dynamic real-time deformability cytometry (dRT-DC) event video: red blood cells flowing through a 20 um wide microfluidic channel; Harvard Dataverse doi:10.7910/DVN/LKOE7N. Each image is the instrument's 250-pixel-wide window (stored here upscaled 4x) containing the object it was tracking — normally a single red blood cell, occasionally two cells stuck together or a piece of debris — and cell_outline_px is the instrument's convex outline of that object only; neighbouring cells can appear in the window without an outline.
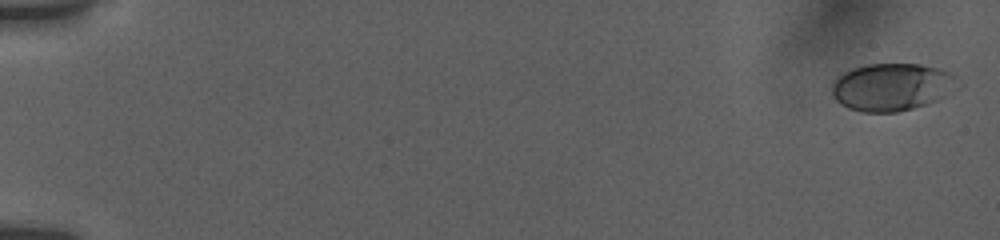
{"species": "human", "species_latin": "Homo sapiens", "temperature_condition": "room temperature", "stored_images_in_passage": 19, "camera_frame_rate_fps": 3000, "um_per_image_px": 0.085, "donor": {"sex": "female"}, "frame": {"image": 1, "passage_image": 2, "time_ms": 0.333, "image_size_px": [1000, 240], "cell_outline_px": [[964, 84], [944, 96], [928, 104], [896, 112], [860, 112], [848, 108], [840, 104], [832, 96], [832, 84], [836, 76], [852, 68], [868, 64], [920, 64], [940, 68], [956, 76]], "centroid_in_image_um": [75.83, 7.39], "position_along_channel_um": 9.2, "area_um2": 35.32}}
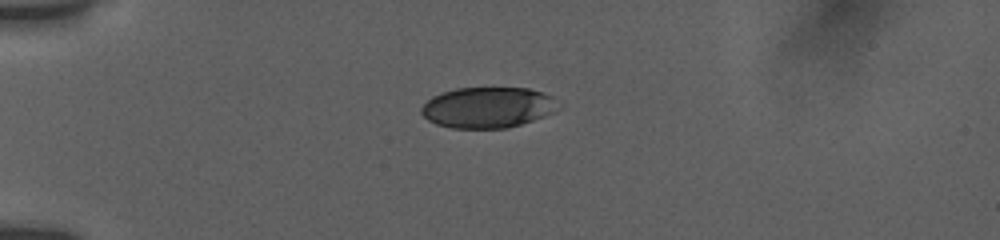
{"frame": {"image": 2, "passage_image": 15, "time_ms": 5.0, "image_size_px": [1000, 240], "cell_outline_px": [[564, 104], [560, 108], [552, 112], [532, 120], [508, 128], [452, 128], [436, 124], [428, 120], [420, 112], [420, 108], [432, 96], [456, 88], [528, 88], [544, 92], [552, 96]], "centroid_in_image_um": [41.5, 9.13], "position_along_channel_um": 43.5, "area_um2": 32.71}}
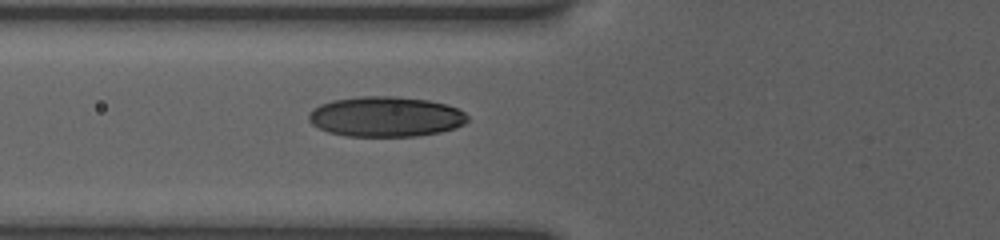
{"frame": {"image": 3, "passage_image": 19, "time_ms": 7.333, "image_size_px": [1000, 240], "cell_outline_px": [[468, 120], [464, 124], [456, 128], [440, 132], [416, 136], [348, 136], [328, 132], [312, 124], [308, 120], [308, 112], [312, 108], [320, 104], [332, 100], [360, 96], [396, 96], [428, 100], [448, 104], [464, 112], [468, 116]], "centroid_in_image_um": [32.78, 9.91], "position_along_channel_um": 93.0, "area_um2": 37.45}}